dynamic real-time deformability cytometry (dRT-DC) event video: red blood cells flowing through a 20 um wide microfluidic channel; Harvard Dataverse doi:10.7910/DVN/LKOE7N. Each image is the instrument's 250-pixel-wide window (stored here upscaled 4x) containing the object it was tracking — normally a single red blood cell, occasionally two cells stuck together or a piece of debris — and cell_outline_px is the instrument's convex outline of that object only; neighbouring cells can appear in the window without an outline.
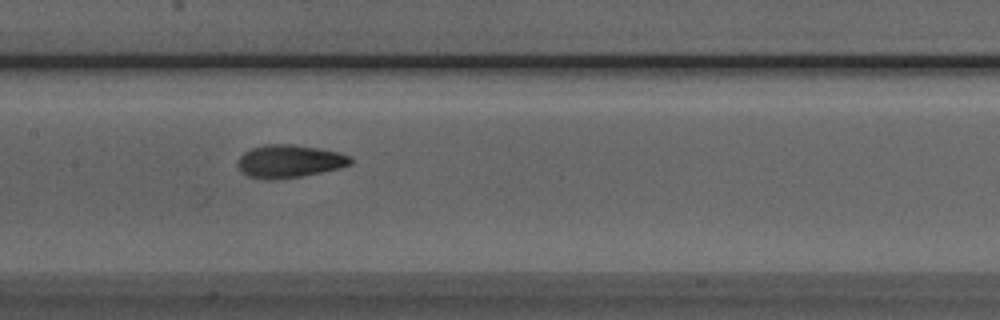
{"species": "Egyptian fruit bat (a non-hibernating species)", "species_latin": "Rousettus aegyptiacus", "temperature_condition": "room temperature", "stored_images_in_passage": 9, "camera_frame_rate_fps": 3000, "um_per_image_px": 0.085, "animal": {"sex": "male"}, "frame": {"image": 1, "passage_image": 6, "time_ms": 6.333, "image_size_px": [1000, 320], "cell_outline_px": [[352, 164], [340, 168], [300, 176], [276, 180], [264, 180], [248, 176], [240, 172], [236, 164], [236, 160], [244, 152], [252, 148], [264, 144], [292, 144], [320, 148], [340, 152], [352, 156]], "centroid_in_image_um": [24.57, 13.71], "position_along_channel_um": 182.8, "area_um2": 22.02}}
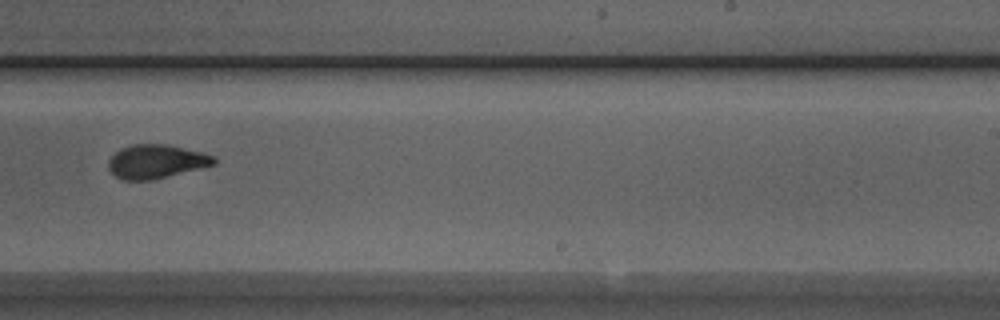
{"frame": {"image": 2, "passage_image": 8, "time_ms": 8.667, "image_size_px": [1000, 320], "cell_outline_px": [[216, 164], [152, 180], [120, 180], [108, 168], [108, 160], [120, 148], [132, 144], [168, 144], [200, 152], [212, 156], [216, 160]], "centroid_in_image_um": [13.23, 13.73], "position_along_channel_um": 275.8, "area_um2": 20.63}}
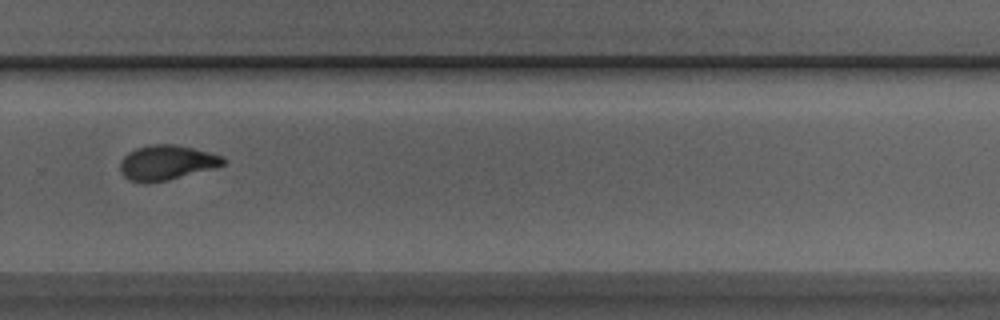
{"frame": {"image": 3, "passage_image": 9, "time_ms": 9.667, "image_size_px": [1000, 320], "cell_outline_px": [[228, 160], [224, 164], [212, 168], [168, 180], [144, 184], [128, 180], [120, 172], [120, 160], [128, 152], [136, 148], [152, 144], [172, 144], [192, 148], [224, 156]], "centroid_in_image_um": [14.12, 13.83], "position_along_channel_um": 315.7, "area_um2": 20.98}}